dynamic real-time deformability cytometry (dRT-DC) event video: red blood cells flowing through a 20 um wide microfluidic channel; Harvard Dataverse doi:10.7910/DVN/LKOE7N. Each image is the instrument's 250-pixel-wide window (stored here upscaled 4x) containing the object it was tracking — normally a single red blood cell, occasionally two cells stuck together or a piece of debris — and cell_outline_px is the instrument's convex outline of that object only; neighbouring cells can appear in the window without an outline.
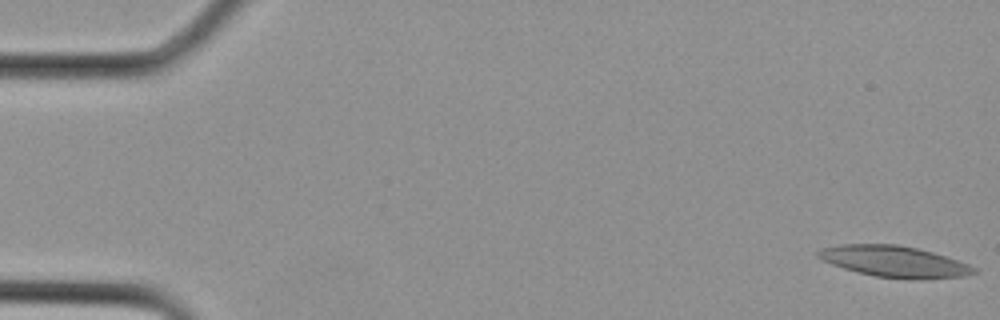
{"species": "Egyptian fruit bat (a non-hibernating species)", "species_latin": "Rousettus aegyptiacus", "temperature_condition": "cold", "stored_images_in_passage": 13, "camera_frame_rate_fps": 3000, "um_per_image_px": 0.085, "animal": {"sex": "female"}, "frame": {"image": 1, "passage_image": 1, "time_ms": 0.0, "image_size_px": [1000, 320], "cell_outline_px": [[980, 272], [968, 276], [876, 276], [856, 272], [832, 264], [816, 256], [816, 252], [824, 248], [844, 244], [896, 244], [916, 248], [932, 252], [968, 264], [976, 268]], "centroid_in_image_um": [75.96, 22.18], "position_along_channel_um": 9.0, "area_um2": 26.93}}
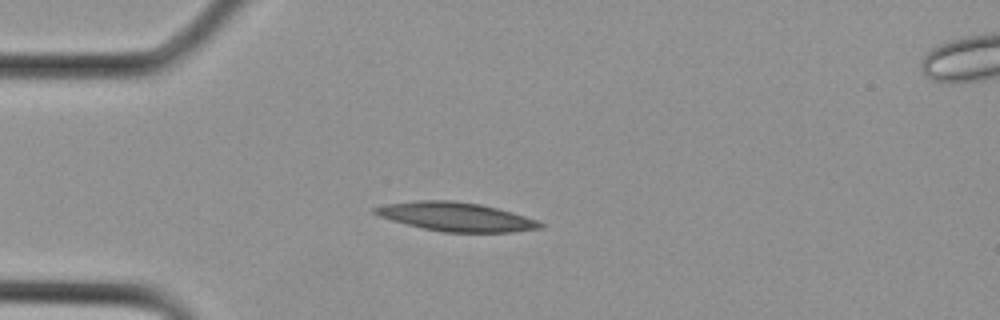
{"frame": {"image": 2, "passage_image": 8, "time_ms": 2.333, "image_size_px": [1000, 320], "cell_outline_px": [[544, 228], [512, 232], [444, 232], [424, 228], [392, 220], [380, 216], [372, 212], [372, 208], [388, 204], [416, 200], [452, 200], [480, 204], [512, 212], [536, 220], [544, 224]], "centroid_in_image_um": [38.78, 18.42], "position_along_channel_um": 46.2, "area_um2": 27.51}}
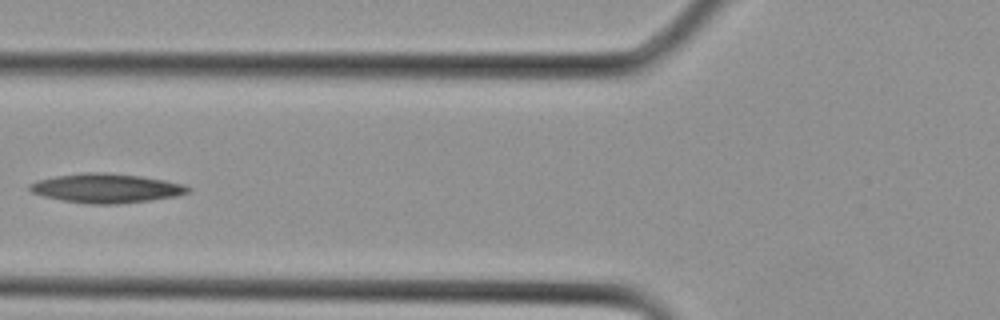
{"frame": {"image": 3, "passage_image": 12, "time_ms": 3.667, "image_size_px": [1000, 320], "cell_outline_px": [[192, 188], [188, 192], [176, 196], [152, 200], [116, 204], [88, 204], [64, 200], [44, 196], [32, 192], [28, 188], [28, 184], [36, 180], [56, 176], [84, 172], [108, 172], [140, 176], [164, 180], [184, 184]], "centroid_in_image_um": [9.03, 15.99], "position_along_channel_um": 116.8, "area_um2": 26.99}}